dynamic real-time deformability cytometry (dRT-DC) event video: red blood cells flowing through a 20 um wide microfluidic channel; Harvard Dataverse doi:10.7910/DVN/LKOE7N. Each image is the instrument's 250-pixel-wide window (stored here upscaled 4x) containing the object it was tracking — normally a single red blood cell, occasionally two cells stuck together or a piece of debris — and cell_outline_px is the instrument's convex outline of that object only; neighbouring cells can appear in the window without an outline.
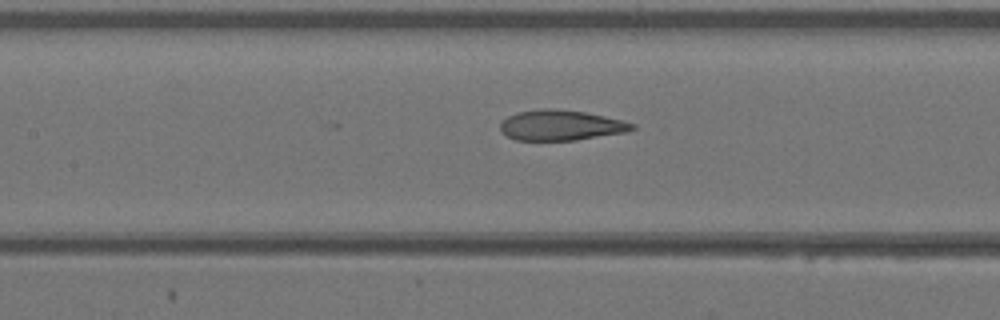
{"species": "Egyptian fruit bat (a non-hibernating species)", "species_latin": "Rousettus aegyptiacus", "temperature_condition": "warm", "stored_images_in_passage": 13, "camera_frame_rate_fps": 3000, "um_per_image_px": 0.085, "animal": {"sex": "female"}, "frame": {"image": 1, "passage_image": 11, "time_ms": 3.333, "image_size_px": [1000, 320], "cell_outline_px": [[636, 128], [628, 132], [576, 140], [516, 140], [500, 132], [500, 124], [508, 116], [516, 112], [540, 108], [556, 108], [584, 112], [624, 120], [636, 124]], "centroid_in_image_um": [47.7, 10.64], "position_along_channel_um": 159.7, "area_um2": 23.58}}